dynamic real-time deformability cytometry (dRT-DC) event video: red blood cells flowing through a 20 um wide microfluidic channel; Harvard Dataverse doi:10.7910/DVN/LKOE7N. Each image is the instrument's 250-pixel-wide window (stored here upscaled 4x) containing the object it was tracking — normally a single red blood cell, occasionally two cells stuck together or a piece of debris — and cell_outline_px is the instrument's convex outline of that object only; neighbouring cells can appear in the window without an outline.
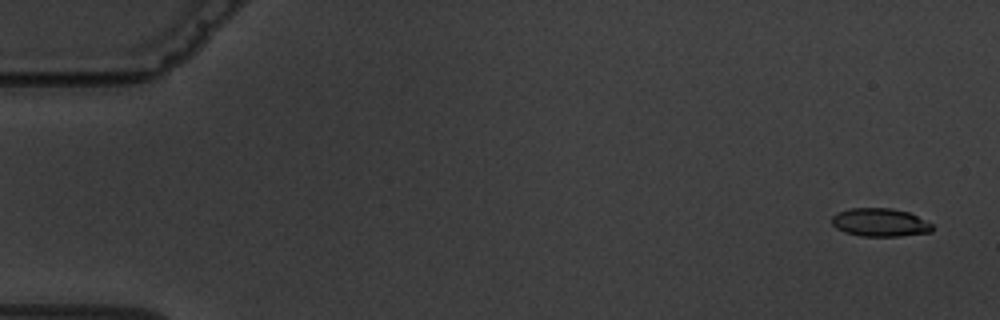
{"species": "common noctule bat (a hibernating species)", "species_latin": "Nyctalus noctula", "temperature_condition": "warm", "stored_images_in_passage": 5, "camera_frame_rate_fps": 3000, "um_per_image_px": 0.085, "animal": {"sex": "male", "body_mass_g": 19.5, "forearm_length_mm": 54.6}, "frame": {"image": 1, "passage_image": 1, "time_ms": 0.0, "image_size_px": [1000, 320], "cell_outline_px": [[932, 232], [900, 236], [860, 236], [844, 232], [836, 228], [832, 224], [832, 216], [848, 208], [892, 208], [908, 212], [932, 224]], "centroid_in_image_um": [74.78, 18.91], "position_along_channel_um": 10.2, "area_um2": 16.47}}
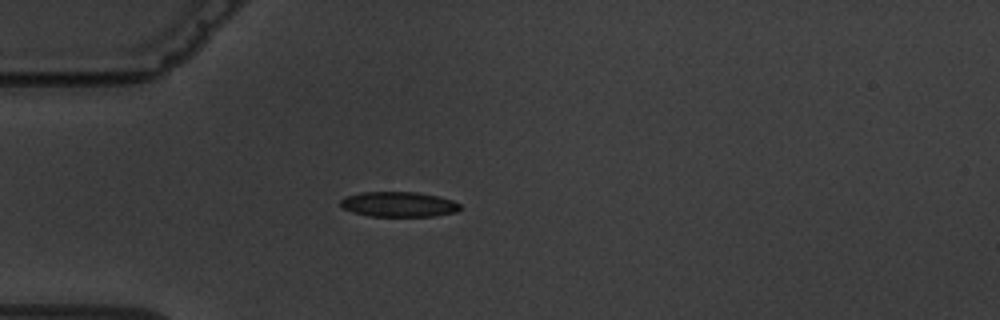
{"frame": {"image": 2, "passage_image": 5, "time_ms": 4.667, "image_size_px": [1000, 320], "cell_outline_px": [[460, 208], [456, 212], [432, 216], [368, 216], [352, 212], [344, 208], [340, 204], [340, 200], [348, 196], [360, 192], [416, 192], [440, 196], [452, 200], [460, 204]], "centroid_in_image_um": [33.89, 17.36], "position_along_channel_um": 51.1, "area_um2": 17.46}}